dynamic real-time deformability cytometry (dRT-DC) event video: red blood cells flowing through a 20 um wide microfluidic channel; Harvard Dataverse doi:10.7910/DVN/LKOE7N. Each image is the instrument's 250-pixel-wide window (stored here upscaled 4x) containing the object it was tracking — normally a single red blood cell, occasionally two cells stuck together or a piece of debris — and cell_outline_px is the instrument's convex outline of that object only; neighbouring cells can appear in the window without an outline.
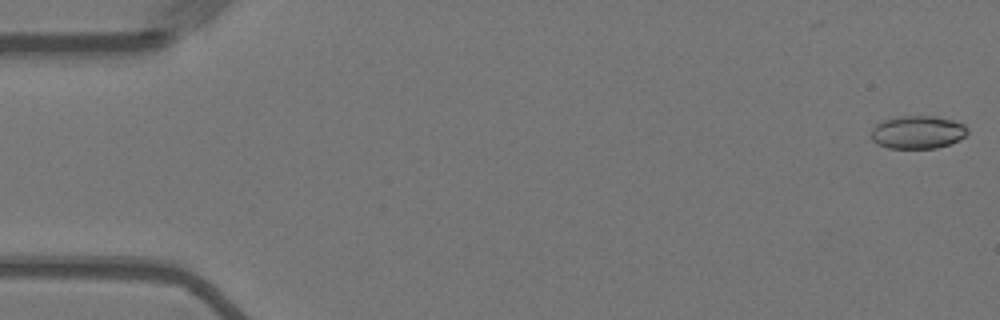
{"species": "Egyptian fruit bat (a non-hibernating species)", "species_latin": "Rousettus aegyptiacus", "temperature_condition": "warm", "stored_images_in_passage": 56, "camera_frame_rate_fps": 3000, "um_per_image_px": 0.085, "animal": {"sex": "female"}, "frame": {"image": 1, "passage_image": 1, "time_ms": 0.0, "image_size_px": [1000, 320], "cell_outline_px": [[968, 132], [964, 136], [952, 144], [936, 148], [888, 148], [872, 140], [872, 128], [876, 124], [884, 120], [900, 116], [936, 116], [952, 120], [964, 124], [968, 128]], "centroid_in_image_um": [78.03, 11.23], "position_along_channel_um": 7.0, "area_um2": 18.5}}
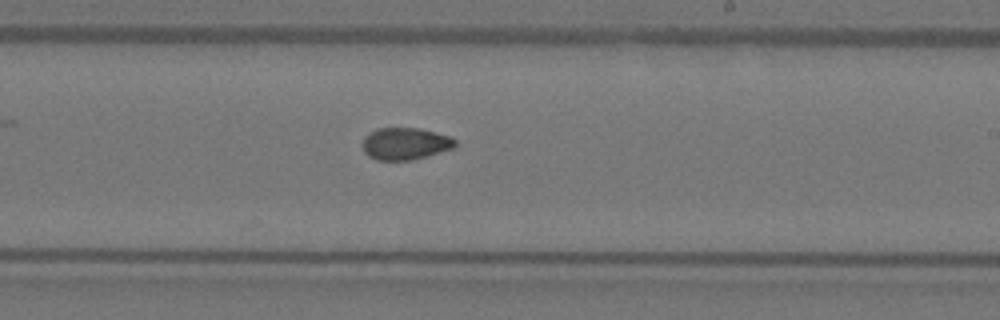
{"frame": {"image": 2, "passage_image": 33, "time_ms": 10.667, "image_size_px": [1000, 320], "cell_outline_px": [[456, 148], [412, 160], [376, 160], [368, 156], [364, 152], [360, 144], [364, 136], [376, 128], [420, 128], [452, 136], [456, 140]], "centroid_in_image_um": [34.44, 12.21], "position_along_channel_um": 254.6, "area_um2": 17.74}}
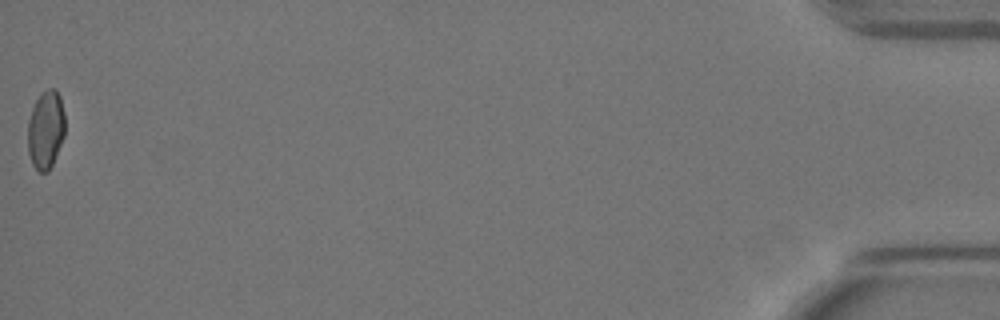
{"frame": {"image": 3, "passage_image": 56, "time_ms": 18.333, "image_size_px": [1000, 320], "cell_outline_px": [[64, 136], [52, 164], [48, 172], [40, 172], [32, 164], [28, 152], [28, 120], [32, 108], [40, 92], [48, 88], [56, 88], [60, 96], [64, 112]], "centroid_in_image_um": [3.88, 10.98], "position_along_channel_um": 431.3, "area_um2": 17.05}, "authors_computed_cell_mechanics": {"area_um2": 17.8024, "velocity_mm_per_s": 3.6186, "shape_relaxation_time_tau1_ms": null, "shape_relaxation_time_tau2_ms": 2.7717, "deformation_change_tau1": null, "deformation_change_tau2": 0.0652}}